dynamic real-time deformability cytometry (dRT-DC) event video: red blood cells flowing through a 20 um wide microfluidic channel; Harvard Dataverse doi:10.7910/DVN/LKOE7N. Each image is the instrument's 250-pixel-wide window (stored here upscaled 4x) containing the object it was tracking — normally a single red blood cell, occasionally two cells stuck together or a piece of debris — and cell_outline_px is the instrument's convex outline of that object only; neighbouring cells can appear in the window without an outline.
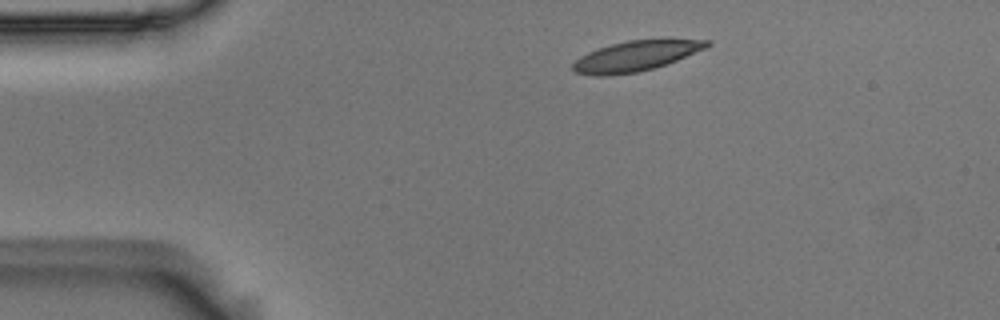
{"species": "Egyptian fruit bat (a non-hibernating species)", "species_latin": "Rousettus aegyptiacus", "temperature_condition": "room temperature", "stored_images_in_passage": 4, "camera_frame_rate_fps": 3000, "um_per_image_px": 0.085, "animal": {"sex": "male"}, "frame": {"image": 1, "passage_image": 1, "time_ms": 0.0, "image_size_px": [1000, 320], "cell_outline_px": [[712, 44], [708, 48], [676, 60], [652, 68], [636, 72], [608, 76], [596, 76], [576, 72], [572, 68], [572, 64], [580, 56], [588, 52], [612, 44], [628, 40], [668, 36], [712, 40]], "centroid_in_image_um": [54.18, 4.69], "position_along_channel_um": 30.8, "area_um2": 24.45}}
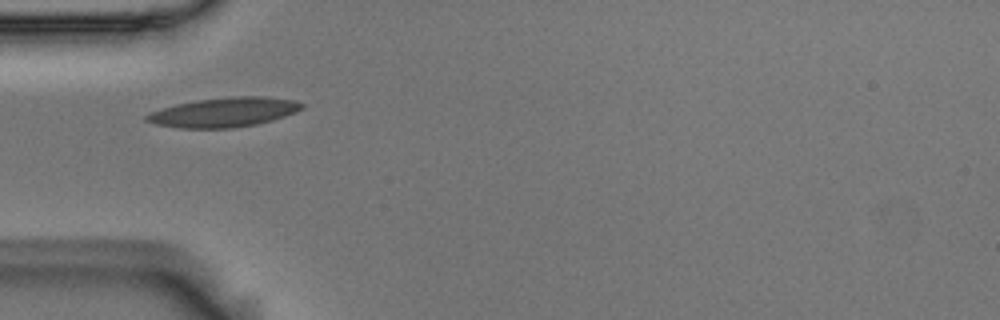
{"frame": {"image": 2, "passage_image": 3, "time_ms": 0.667, "image_size_px": [1000, 320], "cell_outline_px": [[304, 108], [296, 112], [272, 120], [256, 124], [232, 128], [180, 128], [156, 124], [144, 120], [144, 116], [152, 112], [176, 104], [196, 100], [232, 96], [264, 96], [292, 100], [304, 104]], "centroid_in_image_um": [19.05, 9.54], "position_along_channel_um": 66.0, "area_um2": 26.53}}
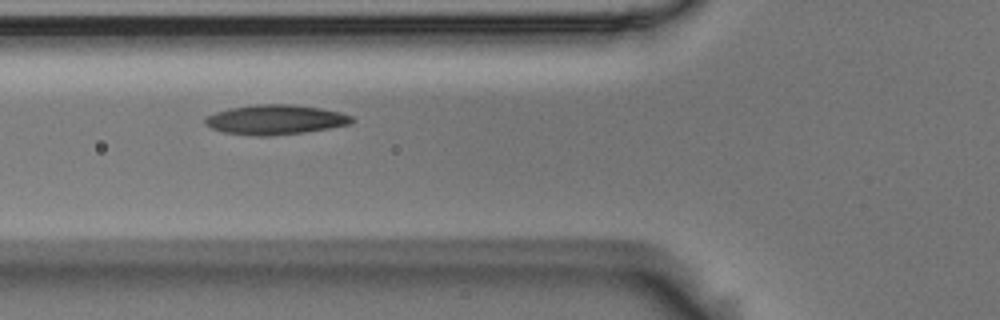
{"frame": {"image": 3, "passage_image": 4, "time_ms": 1.0, "image_size_px": [1000, 320], "cell_outline_px": [[356, 120], [352, 124], [308, 132], [272, 136], [256, 136], [224, 132], [212, 128], [204, 124], [204, 120], [208, 116], [216, 112], [228, 108], [256, 104], [292, 104], [320, 108], [340, 112], [352, 116]], "centroid_in_image_um": [23.45, 10.17], "position_along_channel_um": 102.4, "area_um2": 25.66}}